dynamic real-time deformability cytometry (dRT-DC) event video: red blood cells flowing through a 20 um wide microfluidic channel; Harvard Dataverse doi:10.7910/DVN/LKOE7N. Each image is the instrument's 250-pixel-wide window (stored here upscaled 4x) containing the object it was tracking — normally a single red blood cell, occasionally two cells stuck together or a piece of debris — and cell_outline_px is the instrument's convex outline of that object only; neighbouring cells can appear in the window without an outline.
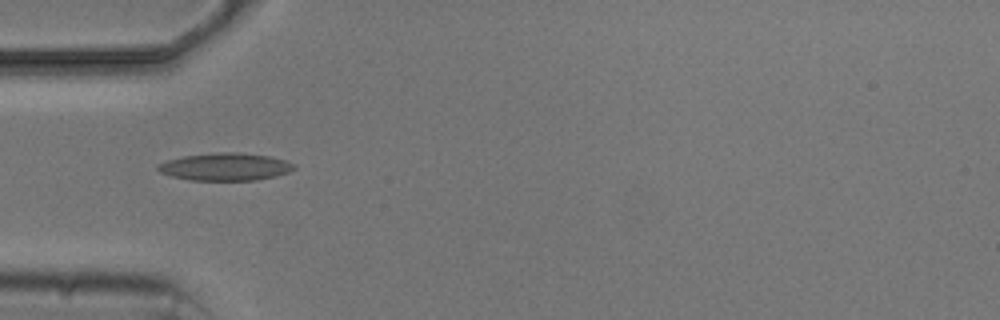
{"species": "common noctule bat (a hibernating species)", "species_latin": "Nyctalus noctula", "temperature_condition": "cold", "stored_images_in_passage": 9, "camera_frame_rate_fps": 3000, "um_per_image_px": 0.085, "animal": {"sex": "male", "body_mass_g": 20.5, "forearm_length_mm": 52.5}, "frame": {"image": 1, "passage_image": 4, "time_ms": 4.667, "image_size_px": [1000, 320], "cell_outline_px": [[296, 168], [288, 172], [276, 176], [256, 180], [188, 180], [172, 176], [160, 172], [156, 168], [160, 164], [168, 160], [184, 156], [220, 152], [236, 152], [268, 156], [284, 160], [296, 164]], "centroid_in_image_um": [19.17, 14.18], "position_along_channel_um": 65.8, "area_um2": 21.68}}
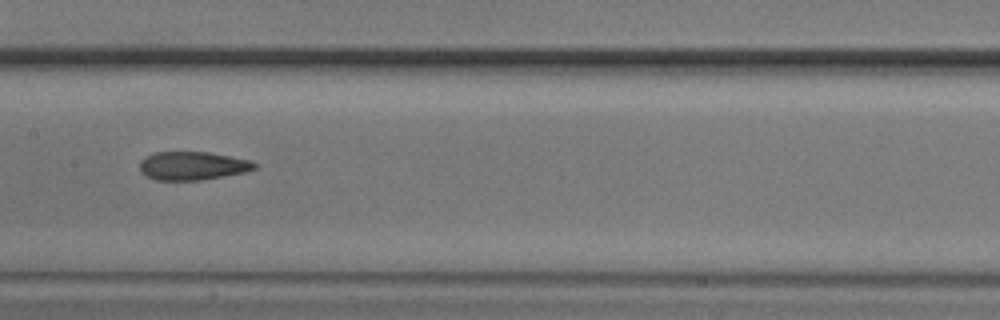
{"frame": {"image": 2, "passage_image": 7, "time_ms": 8.0, "image_size_px": [1000, 320], "cell_outline_px": [[260, 164], [256, 168], [244, 172], [200, 180], [156, 180], [140, 172], [140, 160], [156, 152], [208, 152], [248, 160]], "centroid_in_image_um": [16.36, 14.09], "position_along_channel_um": 191.0, "area_um2": 18.79}}
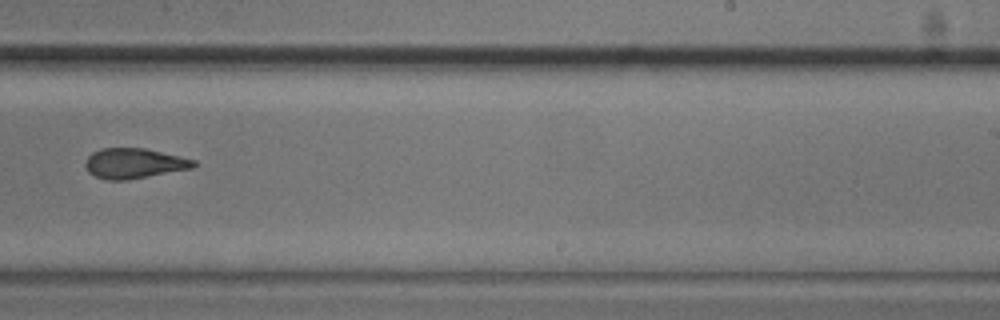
{"frame": {"image": 3, "passage_image": 9, "time_ms": 10.333, "image_size_px": [1000, 320], "cell_outline_px": [[200, 164], [192, 168], [128, 180], [108, 180], [96, 176], [88, 172], [84, 164], [88, 156], [92, 152], [100, 148], [144, 148], [180, 156], [196, 160]], "centroid_in_image_um": [11.41, 13.88], "position_along_channel_um": 277.6, "area_um2": 19.13}}